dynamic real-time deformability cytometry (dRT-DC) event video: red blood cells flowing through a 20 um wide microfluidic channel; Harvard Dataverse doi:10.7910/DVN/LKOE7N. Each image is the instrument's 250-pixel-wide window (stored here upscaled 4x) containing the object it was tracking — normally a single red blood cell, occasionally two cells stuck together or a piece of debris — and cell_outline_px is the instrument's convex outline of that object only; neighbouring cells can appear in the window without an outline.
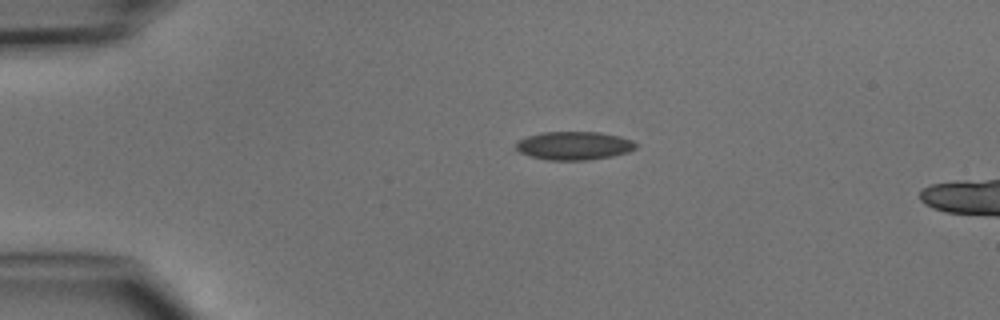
{"species": "common noctule bat (a hibernating species)", "species_latin": "Nyctalus noctula", "temperature_condition": "cold", "stored_images_in_passage": 1, "camera_frame_rate_fps": 3000, "um_per_image_px": 0.085, "animal": {"sex": "male", "body_mass_g": 15.6}, "frame": {"image": 1, "passage_image": 1, "time_ms": 0.0, "image_size_px": [1000, 320], "cell_outline_px": [[636, 148], [628, 152], [612, 156], [588, 160], [548, 160], [528, 156], [520, 152], [516, 148], [516, 140], [528, 136], [544, 132], [600, 132], [620, 136], [632, 140], [636, 144]], "centroid_in_image_um": [48.78, 12.38], "position_along_channel_um": 36.2, "area_um2": 19.88}}